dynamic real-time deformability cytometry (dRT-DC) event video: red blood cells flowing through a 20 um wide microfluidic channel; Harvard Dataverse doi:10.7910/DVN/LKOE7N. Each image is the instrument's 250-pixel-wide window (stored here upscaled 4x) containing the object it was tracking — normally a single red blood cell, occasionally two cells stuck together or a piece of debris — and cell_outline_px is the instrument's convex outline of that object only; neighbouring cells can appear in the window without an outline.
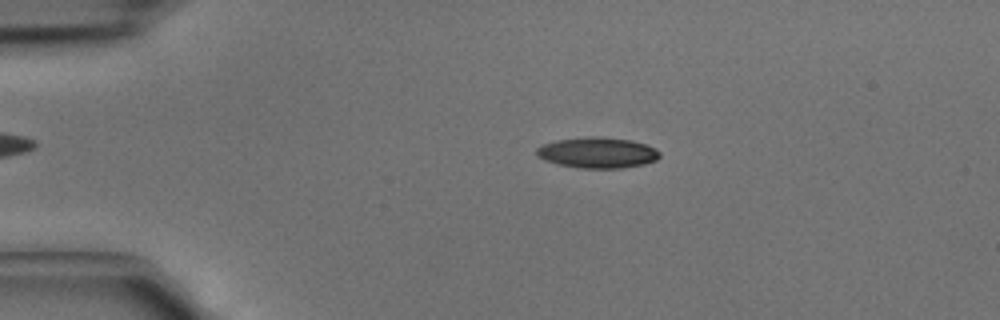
{"species": "common noctule bat (a hibernating species)", "species_latin": "Nyctalus noctula", "temperature_condition": "cold", "stored_images_in_passage": 3, "camera_frame_rate_fps": 3000, "um_per_image_px": 0.085, "animal": {"sex": "male", "body_mass_g": 15.6}, "frame": {"image": 1, "passage_image": 2, "time_ms": 0.333, "image_size_px": [1000, 320], "cell_outline_px": [[660, 156], [656, 160], [644, 164], [624, 168], [580, 168], [560, 164], [544, 160], [536, 156], [536, 148], [544, 144], [556, 140], [588, 136], [600, 136], [632, 140], [656, 148], [660, 152]], "centroid_in_image_um": [50.8, 12.97], "position_along_channel_um": 34.2, "area_um2": 22.2}}